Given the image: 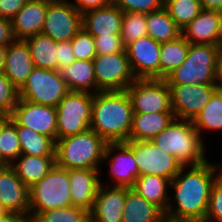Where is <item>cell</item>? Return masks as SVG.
Instances as JSON below:
<instances>
[{"label":"cell","mask_w":222,"mask_h":222,"mask_svg":"<svg viewBox=\"0 0 222 222\" xmlns=\"http://www.w3.org/2000/svg\"><path fill=\"white\" fill-rule=\"evenodd\" d=\"M185 170L186 166H183L171 180L170 187L174 188L177 207L169 204L164 215L177 220L205 222L211 189L222 173V164H214L207 160L201 165Z\"/></svg>","instance_id":"obj_1"},{"label":"cell","mask_w":222,"mask_h":222,"mask_svg":"<svg viewBox=\"0 0 222 222\" xmlns=\"http://www.w3.org/2000/svg\"><path fill=\"white\" fill-rule=\"evenodd\" d=\"M133 109L124 91H99L93 94L90 129L107 143L129 140Z\"/></svg>","instance_id":"obj_2"},{"label":"cell","mask_w":222,"mask_h":222,"mask_svg":"<svg viewBox=\"0 0 222 222\" xmlns=\"http://www.w3.org/2000/svg\"><path fill=\"white\" fill-rule=\"evenodd\" d=\"M151 141L160 149L173 155L187 169L207 161L206 145L194 128L192 120L174 119Z\"/></svg>","instance_id":"obj_3"},{"label":"cell","mask_w":222,"mask_h":222,"mask_svg":"<svg viewBox=\"0 0 222 222\" xmlns=\"http://www.w3.org/2000/svg\"><path fill=\"white\" fill-rule=\"evenodd\" d=\"M108 143L94 130L60 138L55 141V160L59 167L99 169Z\"/></svg>","instance_id":"obj_4"},{"label":"cell","mask_w":222,"mask_h":222,"mask_svg":"<svg viewBox=\"0 0 222 222\" xmlns=\"http://www.w3.org/2000/svg\"><path fill=\"white\" fill-rule=\"evenodd\" d=\"M72 206L69 170L55 166L29 188V219L37 213Z\"/></svg>","instance_id":"obj_5"},{"label":"cell","mask_w":222,"mask_h":222,"mask_svg":"<svg viewBox=\"0 0 222 222\" xmlns=\"http://www.w3.org/2000/svg\"><path fill=\"white\" fill-rule=\"evenodd\" d=\"M217 45L190 44L185 61L165 78L168 85H217Z\"/></svg>","instance_id":"obj_6"},{"label":"cell","mask_w":222,"mask_h":222,"mask_svg":"<svg viewBox=\"0 0 222 222\" xmlns=\"http://www.w3.org/2000/svg\"><path fill=\"white\" fill-rule=\"evenodd\" d=\"M93 94L69 91L56 106L57 140L90 129Z\"/></svg>","instance_id":"obj_7"},{"label":"cell","mask_w":222,"mask_h":222,"mask_svg":"<svg viewBox=\"0 0 222 222\" xmlns=\"http://www.w3.org/2000/svg\"><path fill=\"white\" fill-rule=\"evenodd\" d=\"M68 92L66 82L58 70L35 67L18 90V98L56 107Z\"/></svg>","instance_id":"obj_8"},{"label":"cell","mask_w":222,"mask_h":222,"mask_svg":"<svg viewBox=\"0 0 222 222\" xmlns=\"http://www.w3.org/2000/svg\"><path fill=\"white\" fill-rule=\"evenodd\" d=\"M126 92L134 113H173L165 79H136Z\"/></svg>","instance_id":"obj_9"},{"label":"cell","mask_w":222,"mask_h":222,"mask_svg":"<svg viewBox=\"0 0 222 222\" xmlns=\"http://www.w3.org/2000/svg\"><path fill=\"white\" fill-rule=\"evenodd\" d=\"M93 67L96 85L100 91H124L136 80L125 50L96 55Z\"/></svg>","instance_id":"obj_10"},{"label":"cell","mask_w":222,"mask_h":222,"mask_svg":"<svg viewBox=\"0 0 222 222\" xmlns=\"http://www.w3.org/2000/svg\"><path fill=\"white\" fill-rule=\"evenodd\" d=\"M124 143L134 153L139 176L159 175L171 181L183 167L173 155L152 141L128 140Z\"/></svg>","instance_id":"obj_11"},{"label":"cell","mask_w":222,"mask_h":222,"mask_svg":"<svg viewBox=\"0 0 222 222\" xmlns=\"http://www.w3.org/2000/svg\"><path fill=\"white\" fill-rule=\"evenodd\" d=\"M82 28V14L70 0L48 1L42 34L56 42L71 41Z\"/></svg>","instance_id":"obj_12"},{"label":"cell","mask_w":222,"mask_h":222,"mask_svg":"<svg viewBox=\"0 0 222 222\" xmlns=\"http://www.w3.org/2000/svg\"><path fill=\"white\" fill-rule=\"evenodd\" d=\"M11 121L16 126H26L39 134L57 140L56 107L19 99L11 113Z\"/></svg>","instance_id":"obj_13"},{"label":"cell","mask_w":222,"mask_h":222,"mask_svg":"<svg viewBox=\"0 0 222 222\" xmlns=\"http://www.w3.org/2000/svg\"><path fill=\"white\" fill-rule=\"evenodd\" d=\"M175 119L193 120L209 103L217 85H168Z\"/></svg>","instance_id":"obj_14"},{"label":"cell","mask_w":222,"mask_h":222,"mask_svg":"<svg viewBox=\"0 0 222 222\" xmlns=\"http://www.w3.org/2000/svg\"><path fill=\"white\" fill-rule=\"evenodd\" d=\"M161 43L149 36L125 47L132 73L136 79H160Z\"/></svg>","instance_id":"obj_15"},{"label":"cell","mask_w":222,"mask_h":222,"mask_svg":"<svg viewBox=\"0 0 222 222\" xmlns=\"http://www.w3.org/2000/svg\"><path fill=\"white\" fill-rule=\"evenodd\" d=\"M0 205L6 212L29 218V188L9 165L0 169Z\"/></svg>","instance_id":"obj_16"},{"label":"cell","mask_w":222,"mask_h":222,"mask_svg":"<svg viewBox=\"0 0 222 222\" xmlns=\"http://www.w3.org/2000/svg\"><path fill=\"white\" fill-rule=\"evenodd\" d=\"M117 150H119V153L114 154ZM104 160L110 163L109 173L113 177L111 178L114 181H112L113 187H133L139 177V170L134 153L124 142L108 143L105 148L103 162Z\"/></svg>","instance_id":"obj_17"},{"label":"cell","mask_w":222,"mask_h":222,"mask_svg":"<svg viewBox=\"0 0 222 222\" xmlns=\"http://www.w3.org/2000/svg\"><path fill=\"white\" fill-rule=\"evenodd\" d=\"M101 183L90 215V222H122L126 192L130 188L105 186ZM110 187V188H109Z\"/></svg>","instance_id":"obj_18"},{"label":"cell","mask_w":222,"mask_h":222,"mask_svg":"<svg viewBox=\"0 0 222 222\" xmlns=\"http://www.w3.org/2000/svg\"><path fill=\"white\" fill-rule=\"evenodd\" d=\"M222 28V12L202 10L183 30L189 44L217 45Z\"/></svg>","instance_id":"obj_19"},{"label":"cell","mask_w":222,"mask_h":222,"mask_svg":"<svg viewBox=\"0 0 222 222\" xmlns=\"http://www.w3.org/2000/svg\"><path fill=\"white\" fill-rule=\"evenodd\" d=\"M34 68V61L25 40L16 39L7 46L2 72L17 90L23 86Z\"/></svg>","instance_id":"obj_20"},{"label":"cell","mask_w":222,"mask_h":222,"mask_svg":"<svg viewBox=\"0 0 222 222\" xmlns=\"http://www.w3.org/2000/svg\"><path fill=\"white\" fill-rule=\"evenodd\" d=\"M100 169H70V195L72 206L91 211L97 190L102 183Z\"/></svg>","instance_id":"obj_21"},{"label":"cell","mask_w":222,"mask_h":222,"mask_svg":"<svg viewBox=\"0 0 222 222\" xmlns=\"http://www.w3.org/2000/svg\"><path fill=\"white\" fill-rule=\"evenodd\" d=\"M124 12L113 4L82 14L83 28L92 36L121 34Z\"/></svg>","instance_id":"obj_22"},{"label":"cell","mask_w":222,"mask_h":222,"mask_svg":"<svg viewBox=\"0 0 222 222\" xmlns=\"http://www.w3.org/2000/svg\"><path fill=\"white\" fill-rule=\"evenodd\" d=\"M48 1L28 0L19 12L11 19L16 39L40 34L43 28Z\"/></svg>","instance_id":"obj_23"},{"label":"cell","mask_w":222,"mask_h":222,"mask_svg":"<svg viewBox=\"0 0 222 222\" xmlns=\"http://www.w3.org/2000/svg\"><path fill=\"white\" fill-rule=\"evenodd\" d=\"M174 119L173 113H134L129 140L151 141Z\"/></svg>","instance_id":"obj_24"},{"label":"cell","mask_w":222,"mask_h":222,"mask_svg":"<svg viewBox=\"0 0 222 222\" xmlns=\"http://www.w3.org/2000/svg\"><path fill=\"white\" fill-rule=\"evenodd\" d=\"M10 166L28 188L41 180L56 164L55 156L21 154Z\"/></svg>","instance_id":"obj_25"},{"label":"cell","mask_w":222,"mask_h":222,"mask_svg":"<svg viewBox=\"0 0 222 222\" xmlns=\"http://www.w3.org/2000/svg\"><path fill=\"white\" fill-rule=\"evenodd\" d=\"M61 77L65 80L69 91L87 92L95 94L100 90L97 88L93 61L75 60L67 67L59 70Z\"/></svg>","instance_id":"obj_26"},{"label":"cell","mask_w":222,"mask_h":222,"mask_svg":"<svg viewBox=\"0 0 222 222\" xmlns=\"http://www.w3.org/2000/svg\"><path fill=\"white\" fill-rule=\"evenodd\" d=\"M164 212L133 189L126 192L122 222H161Z\"/></svg>","instance_id":"obj_27"},{"label":"cell","mask_w":222,"mask_h":222,"mask_svg":"<svg viewBox=\"0 0 222 222\" xmlns=\"http://www.w3.org/2000/svg\"><path fill=\"white\" fill-rule=\"evenodd\" d=\"M170 183L169 179L159 175L139 176L131 189L165 213L172 202V198L167 194Z\"/></svg>","instance_id":"obj_28"},{"label":"cell","mask_w":222,"mask_h":222,"mask_svg":"<svg viewBox=\"0 0 222 222\" xmlns=\"http://www.w3.org/2000/svg\"><path fill=\"white\" fill-rule=\"evenodd\" d=\"M147 36L159 43L175 40L182 35V30L172 20L165 7L146 14Z\"/></svg>","instance_id":"obj_29"},{"label":"cell","mask_w":222,"mask_h":222,"mask_svg":"<svg viewBox=\"0 0 222 222\" xmlns=\"http://www.w3.org/2000/svg\"><path fill=\"white\" fill-rule=\"evenodd\" d=\"M35 67L57 70V42L42 33L25 39Z\"/></svg>","instance_id":"obj_30"},{"label":"cell","mask_w":222,"mask_h":222,"mask_svg":"<svg viewBox=\"0 0 222 222\" xmlns=\"http://www.w3.org/2000/svg\"><path fill=\"white\" fill-rule=\"evenodd\" d=\"M21 154L31 156H55V141L26 126H16Z\"/></svg>","instance_id":"obj_31"},{"label":"cell","mask_w":222,"mask_h":222,"mask_svg":"<svg viewBox=\"0 0 222 222\" xmlns=\"http://www.w3.org/2000/svg\"><path fill=\"white\" fill-rule=\"evenodd\" d=\"M189 46L182 35L175 40L161 43L160 79L168 77L185 61Z\"/></svg>","instance_id":"obj_32"},{"label":"cell","mask_w":222,"mask_h":222,"mask_svg":"<svg viewBox=\"0 0 222 222\" xmlns=\"http://www.w3.org/2000/svg\"><path fill=\"white\" fill-rule=\"evenodd\" d=\"M192 122L201 138L203 130H222V90L220 88L213 93L209 103Z\"/></svg>","instance_id":"obj_33"},{"label":"cell","mask_w":222,"mask_h":222,"mask_svg":"<svg viewBox=\"0 0 222 222\" xmlns=\"http://www.w3.org/2000/svg\"><path fill=\"white\" fill-rule=\"evenodd\" d=\"M164 7L181 30L203 10L199 0H165Z\"/></svg>","instance_id":"obj_34"},{"label":"cell","mask_w":222,"mask_h":222,"mask_svg":"<svg viewBox=\"0 0 222 222\" xmlns=\"http://www.w3.org/2000/svg\"><path fill=\"white\" fill-rule=\"evenodd\" d=\"M31 222H90L89 211L75 206L37 213Z\"/></svg>","instance_id":"obj_35"},{"label":"cell","mask_w":222,"mask_h":222,"mask_svg":"<svg viewBox=\"0 0 222 222\" xmlns=\"http://www.w3.org/2000/svg\"><path fill=\"white\" fill-rule=\"evenodd\" d=\"M21 155L20 141L16 125L10 120L0 136V163L11 165Z\"/></svg>","instance_id":"obj_36"},{"label":"cell","mask_w":222,"mask_h":222,"mask_svg":"<svg viewBox=\"0 0 222 222\" xmlns=\"http://www.w3.org/2000/svg\"><path fill=\"white\" fill-rule=\"evenodd\" d=\"M121 39L124 47L147 36L146 14L124 12L121 26Z\"/></svg>","instance_id":"obj_37"},{"label":"cell","mask_w":222,"mask_h":222,"mask_svg":"<svg viewBox=\"0 0 222 222\" xmlns=\"http://www.w3.org/2000/svg\"><path fill=\"white\" fill-rule=\"evenodd\" d=\"M70 42L76 60L93 61L97 55L94 38L84 28H82Z\"/></svg>","instance_id":"obj_38"},{"label":"cell","mask_w":222,"mask_h":222,"mask_svg":"<svg viewBox=\"0 0 222 222\" xmlns=\"http://www.w3.org/2000/svg\"><path fill=\"white\" fill-rule=\"evenodd\" d=\"M17 101V88L3 72H0V115H11Z\"/></svg>","instance_id":"obj_39"},{"label":"cell","mask_w":222,"mask_h":222,"mask_svg":"<svg viewBox=\"0 0 222 222\" xmlns=\"http://www.w3.org/2000/svg\"><path fill=\"white\" fill-rule=\"evenodd\" d=\"M165 0H111V4L123 12L148 14L164 7Z\"/></svg>","instance_id":"obj_40"},{"label":"cell","mask_w":222,"mask_h":222,"mask_svg":"<svg viewBox=\"0 0 222 222\" xmlns=\"http://www.w3.org/2000/svg\"><path fill=\"white\" fill-rule=\"evenodd\" d=\"M205 222H222V173L212 186Z\"/></svg>","instance_id":"obj_41"},{"label":"cell","mask_w":222,"mask_h":222,"mask_svg":"<svg viewBox=\"0 0 222 222\" xmlns=\"http://www.w3.org/2000/svg\"><path fill=\"white\" fill-rule=\"evenodd\" d=\"M93 38L97 55L114 54L125 50L120 34L95 36Z\"/></svg>","instance_id":"obj_42"},{"label":"cell","mask_w":222,"mask_h":222,"mask_svg":"<svg viewBox=\"0 0 222 222\" xmlns=\"http://www.w3.org/2000/svg\"><path fill=\"white\" fill-rule=\"evenodd\" d=\"M56 51L58 71L63 67L69 66L76 60L70 41L57 42Z\"/></svg>","instance_id":"obj_43"},{"label":"cell","mask_w":222,"mask_h":222,"mask_svg":"<svg viewBox=\"0 0 222 222\" xmlns=\"http://www.w3.org/2000/svg\"><path fill=\"white\" fill-rule=\"evenodd\" d=\"M28 0H0V17L11 20Z\"/></svg>","instance_id":"obj_44"},{"label":"cell","mask_w":222,"mask_h":222,"mask_svg":"<svg viewBox=\"0 0 222 222\" xmlns=\"http://www.w3.org/2000/svg\"><path fill=\"white\" fill-rule=\"evenodd\" d=\"M70 2L81 14L88 10L106 7L111 3V0H73Z\"/></svg>","instance_id":"obj_45"},{"label":"cell","mask_w":222,"mask_h":222,"mask_svg":"<svg viewBox=\"0 0 222 222\" xmlns=\"http://www.w3.org/2000/svg\"><path fill=\"white\" fill-rule=\"evenodd\" d=\"M15 40L11 20L0 17V45L8 46Z\"/></svg>","instance_id":"obj_46"},{"label":"cell","mask_w":222,"mask_h":222,"mask_svg":"<svg viewBox=\"0 0 222 222\" xmlns=\"http://www.w3.org/2000/svg\"><path fill=\"white\" fill-rule=\"evenodd\" d=\"M215 79L218 88H222V48H218L216 54Z\"/></svg>","instance_id":"obj_47"},{"label":"cell","mask_w":222,"mask_h":222,"mask_svg":"<svg viewBox=\"0 0 222 222\" xmlns=\"http://www.w3.org/2000/svg\"><path fill=\"white\" fill-rule=\"evenodd\" d=\"M30 219L26 216L5 212L4 214L0 215V222H29Z\"/></svg>","instance_id":"obj_48"},{"label":"cell","mask_w":222,"mask_h":222,"mask_svg":"<svg viewBox=\"0 0 222 222\" xmlns=\"http://www.w3.org/2000/svg\"><path fill=\"white\" fill-rule=\"evenodd\" d=\"M203 10L222 12V0H199Z\"/></svg>","instance_id":"obj_49"},{"label":"cell","mask_w":222,"mask_h":222,"mask_svg":"<svg viewBox=\"0 0 222 222\" xmlns=\"http://www.w3.org/2000/svg\"><path fill=\"white\" fill-rule=\"evenodd\" d=\"M7 46L0 45V72L3 71L4 68V60Z\"/></svg>","instance_id":"obj_50"},{"label":"cell","mask_w":222,"mask_h":222,"mask_svg":"<svg viewBox=\"0 0 222 222\" xmlns=\"http://www.w3.org/2000/svg\"><path fill=\"white\" fill-rule=\"evenodd\" d=\"M11 120L10 115H0V136L2 134L3 127Z\"/></svg>","instance_id":"obj_51"},{"label":"cell","mask_w":222,"mask_h":222,"mask_svg":"<svg viewBox=\"0 0 222 222\" xmlns=\"http://www.w3.org/2000/svg\"><path fill=\"white\" fill-rule=\"evenodd\" d=\"M161 222H197V221H192V220H177V219H172L167 216H164L161 220Z\"/></svg>","instance_id":"obj_52"},{"label":"cell","mask_w":222,"mask_h":222,"mask_svg":"<svg viewBox=\"0 0 222 222\" xmlns=\"http://www.w3.org/2000/svg\"><path fill=\"white\" fill-rule=\"evenodd\" d=\"M217 47H218V48H222V28H221V35H220V38H219Z\"/></svg>","instance_id":"obj_53"},{"label":"cell","mask_w":222,"mask_h":222,"mask_svg":"<svg viewBox=\"0 0 222 222\" xmlns=\"http://www.w3.org/2000/svg\"><path fill=\"white\" fill-rule=\"evenodd\" d=\"M6 211L4 210V208L0 205V215L4 214Z\"/></svg>","instance_id":"obj_54"},{"label":"cell","mask_w":222,"mask_h":222,"mask_svg":"<svg viewBox=\"0 0 222 222\" xmlns=\"http://www.w3.org/2000/svg\"><path fill=\"white\" fill-rule=\"evenodd\" d=\"M46 1H49V2H56V1H66V0H46Z\"/></svg>","instance_id":"obj_55"}]
</instances>
